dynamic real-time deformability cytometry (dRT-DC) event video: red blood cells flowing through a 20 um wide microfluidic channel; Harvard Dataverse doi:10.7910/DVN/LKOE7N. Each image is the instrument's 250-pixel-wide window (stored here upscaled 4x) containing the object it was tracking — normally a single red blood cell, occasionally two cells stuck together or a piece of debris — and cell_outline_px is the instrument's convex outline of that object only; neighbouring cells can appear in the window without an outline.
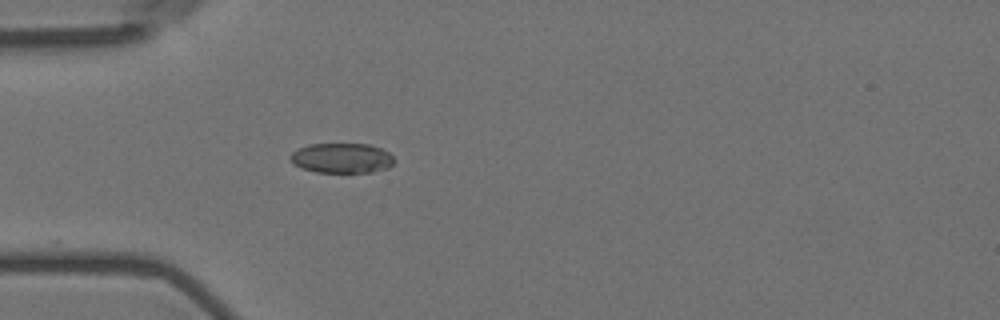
{"species": "Egyptian fruit bat (a non-hibernating species)", "species_latin": "Rousettus aegyptiacus", "temperature_condition": "room temperature", "stored_images_in_passage": 9, "camera_frame_rate_fps": 3000, "um_per_image_px": 0.085, "animal": {"sex": "female"}, "frame": {"image": 1, "passage_image": 1, "time_ms": 0.0, "image_size_px": [1000, 320], "cell_outline_px": [[396, 160], [388, 168], [372, 172], [316, 172], [300, 168], [292, 164], [288, 160], [288, 156], [292, 152], [308, 144], [368, 144], [380, 148], [388, 152]], "centroid_in_image_um": [29.01, 13.44], "position_along_channel_um": 56.0, "area_um2": 18.32}}
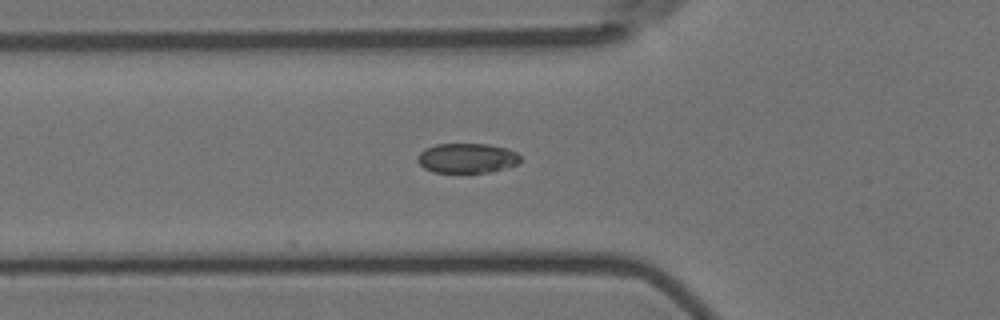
{"frame": {"image": 2, "passage_image": 4, "time_ms": 1.0, "image_size_px": [1000, 320], "cell_outline_px": [[520, 160], [516, 164], [492, 172], [432, 172], [424, 168], [416, 160], [416, 156], [424, 148], [436, 144], [488, 144], [508, 148], [516, 152], [520, 156]], "centroid_in_image_um": [39.66, 13.43], "position_along_channel_um": 86.1, "area_um2": 17.92}}
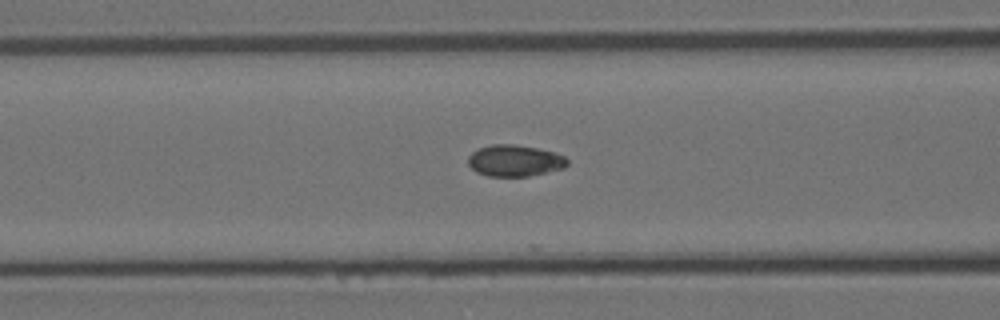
{"frame": {"image": 3, "passage_image": 7, "time_ms": 2.0, "image_size_px": [1000, 320], "cell_outline_px": [[568, 164], [564, 168], [528, 176], [488, 176], [476, 172], [468, 164], [468, 156], [476, 148], [492, 144], [512, 144], [536, 148], [556, 152], [564, 156], [568, 160]], "centroid_in_image_um": [43.73, 13.65], "position_along_channel_um": 122.9, "area_um2": 18.26}}